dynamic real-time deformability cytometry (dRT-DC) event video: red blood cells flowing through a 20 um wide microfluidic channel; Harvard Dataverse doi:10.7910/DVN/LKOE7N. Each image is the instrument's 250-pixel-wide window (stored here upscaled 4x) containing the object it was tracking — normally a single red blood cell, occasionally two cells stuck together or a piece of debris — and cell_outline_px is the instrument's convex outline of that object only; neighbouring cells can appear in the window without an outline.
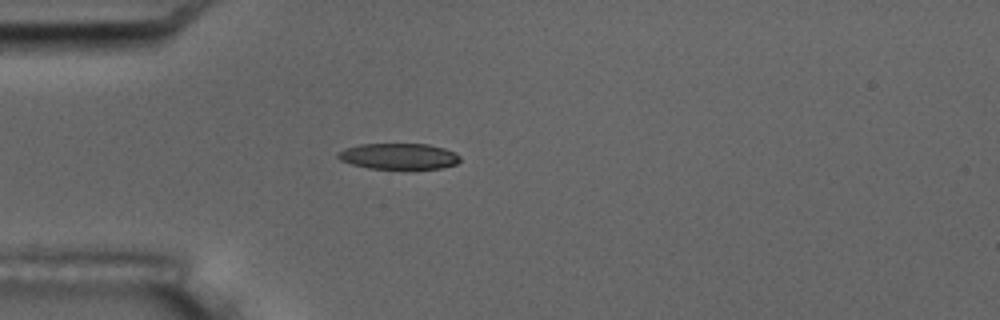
{"species": "common noctule bat (a hibernating species)", "species_latin": "Nyctalus noctula", "temperature_condition": "room temperature", "stored_images_in_passage": 2, "camera_frame_rate_fps": 3000, "um_per_image_px": 0.085, "animal": {"sex": "male", "body_mass_g": 17.5, "forearm_length_mm": 52.3}, "frame": {"image": 1, "passage_image": 1, "time_ms": 0.0, "image_size_px": [1000, 320], "cell_outline_px": [[460, 160], [456, 164], [440, 168], [412, 172], [368, 168], [352, 164], [340, 160], [336, 156], [336, 152], [344, 148], [360, 144], [428, 144], [444, 148], [460, 156]], "centroid_in_image_um": [33.88, 13.33], "position_along_channel_um": 51.1, "area_um2": 19.36}}